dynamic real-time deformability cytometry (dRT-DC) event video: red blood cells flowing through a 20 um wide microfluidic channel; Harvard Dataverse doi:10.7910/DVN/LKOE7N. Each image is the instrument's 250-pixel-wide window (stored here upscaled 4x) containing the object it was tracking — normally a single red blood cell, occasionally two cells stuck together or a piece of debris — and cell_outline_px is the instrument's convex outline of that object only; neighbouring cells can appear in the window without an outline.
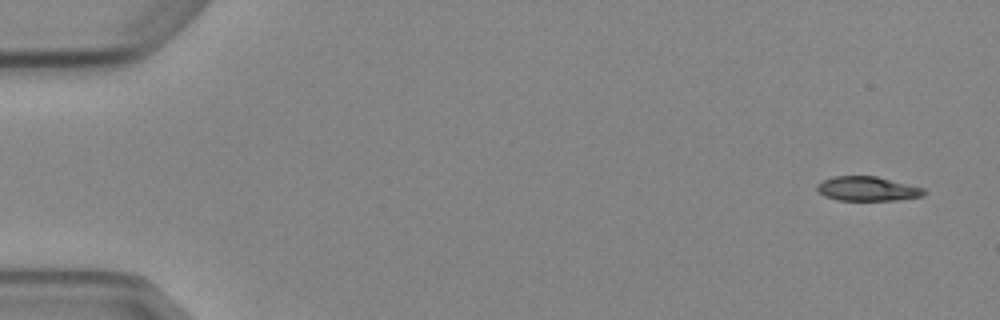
{"species": "Egyptian fruit bat (a non-hibernating species)", "species_latin": "Rousettus aegyptiacus", "temperature_condition": "cold", "stored_images_in_passage": 4, "camera_frame_rate_fps": 3000, "um_per_image_px": 0.085, "animal": {"sex": "female"}, "frame": {"image": 1, "passage_image": 1, "time_ms": 0.0, "image_size_px": [1000, 320], "cell_outline_px": [[928, 192], [924, 196], [896, 200], [836, 200], [824, 196], [816, 188], [816, 184], [832, 176], [876, 176], [924, 188]], "centroid_in_image_um": [73.74, 16.05], "position_along_channel_um": 11.3, "area_um2": 15.26}}
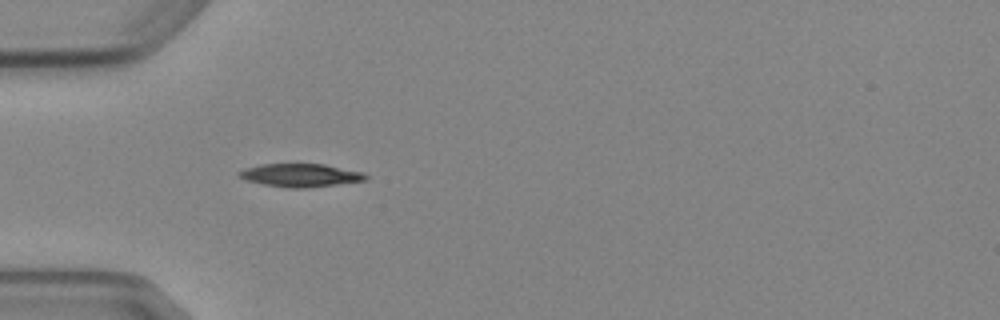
{"frame": {"image": 2, "passage_image": 4, "time_ms": 4.667, "image_size_px": [1000, 320], "cell_outline_px": [[368, 180], [308, 188], [288, 188], [264, 184], [244, 180], [236, 172], [244, 168], [260, 164], [324, 164], [364, 172], [368, 176]], "centroid_in_image_um": [25.55, 14.89], "position_along_channel_um": 59.5, "area_um2": 17.22}}